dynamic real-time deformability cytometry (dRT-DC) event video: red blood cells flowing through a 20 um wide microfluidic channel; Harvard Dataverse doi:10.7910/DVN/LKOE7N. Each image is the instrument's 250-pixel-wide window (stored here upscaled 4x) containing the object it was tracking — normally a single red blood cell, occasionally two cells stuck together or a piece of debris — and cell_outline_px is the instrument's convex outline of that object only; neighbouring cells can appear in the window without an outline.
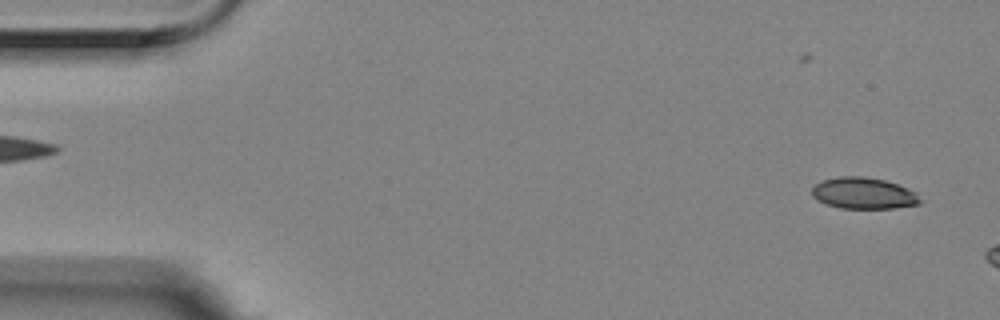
{"species": "Egyptian fruit bat (a non-hibernating species)", "species_latin": "Rousettus aegyptiacus", "temperature_condition": "room temperature", "stored_images_in_passage": 3, "segment_of_instrument_passage": [2, 2], "camera_frame_rate_fps": 3000, "um_per_image_px": 0.085, "animal": {"sex": "female"}, "frame": {"image": 1, "passage_image": 3, "time_ms": 0.667, "image_size_px": [1000, 320], "cell_outline_px": [[924, 200], [920, 204], [892, 208], [840, 208], [824, 204], [812, 196], [812, 188], [820, 180], [840, 176], [864, 176], [884, 180], [908, 188], [916, 192]], "centroid_in_image_um": [73.41, 16.42], "position_along_channel_um": 11.6, "area_um2": 20.0}}